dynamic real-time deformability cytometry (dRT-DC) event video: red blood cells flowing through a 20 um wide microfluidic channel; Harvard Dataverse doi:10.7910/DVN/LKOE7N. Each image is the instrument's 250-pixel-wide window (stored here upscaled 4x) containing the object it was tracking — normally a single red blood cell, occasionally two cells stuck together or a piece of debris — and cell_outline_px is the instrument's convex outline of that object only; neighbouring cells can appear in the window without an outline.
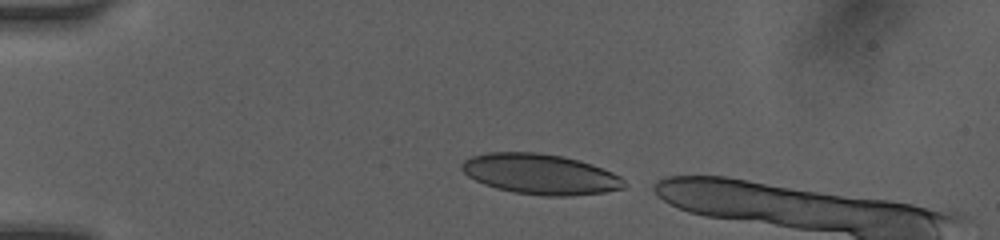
{"species": "human", "species_latin": "Homo sapiens", "temperature_condition": "room temperature", "stored_images_in_passage": 4, "camera_frame_rate_fps": 3000, "um_per_image_px": 0.085, "donor": {"sex": "female"}, "frame": {"image": 1, "passage_image": 1, "time_ms": 0.0, "image_size_px": [1000, 240], "cell_outline_px": [[628, 184], [624, 188], [604, 192], [572, 196], [544, 196], [512, 192], [496, 188], [484, 184], [468, 176], [460, 168], [460, 164], [464, 160], [472, 156], [488, 152], [536, 152], [564, 156], [592, 164], [612, 172], [620, 176]], "centroid_in_image_um": [45.93, 14.8], "position_along_channel_um": 39.1, "area_um2": 38.44}}